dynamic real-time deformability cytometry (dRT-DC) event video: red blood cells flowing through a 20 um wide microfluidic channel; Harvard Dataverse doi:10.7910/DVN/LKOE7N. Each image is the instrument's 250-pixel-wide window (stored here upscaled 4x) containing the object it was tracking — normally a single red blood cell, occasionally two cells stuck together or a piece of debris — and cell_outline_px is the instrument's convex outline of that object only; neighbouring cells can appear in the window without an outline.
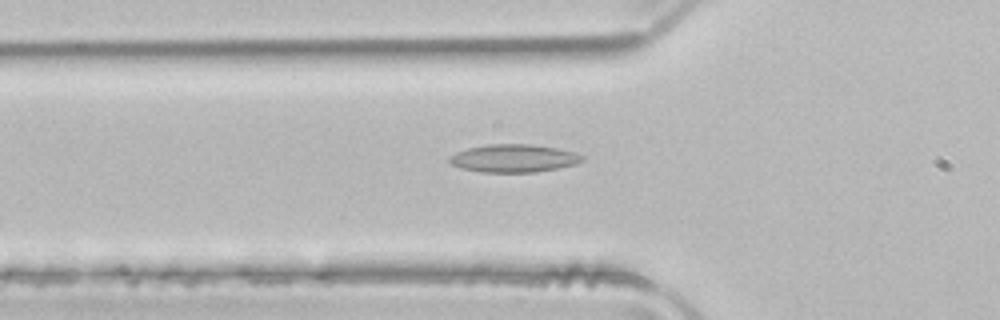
{"species": "common noctule bat (a hibernating species)", "species_latin": "Nyctalus noctula", "temperature_condition": "room temperature", "stored_images_in_passage": 50, "camera_frame_rate_fps": 3000, "um_per_image_px": 0.085, "animal": {"sex": "male", "body_mass_g": 21.5, "forearm_length_mm": 52.0}, "frame": {"image": 1, "passage_image": 16, "time_ms": 5.0, "image_size_px": [1000, 320], "cell_outline_px": [[584, 160], [576, 164], [536, 172], [480, 172], [464, 168], [452, 164], [448, 160], [448, 156], [456, 152], [468, 148], [488, 144], [532, 144], [556, 148], [576, 152], [584, 156]], "centroid_in_image_um": [43.68, 13.45], "position_along_channel_um": 82.1, "area_um2": 21.56}}
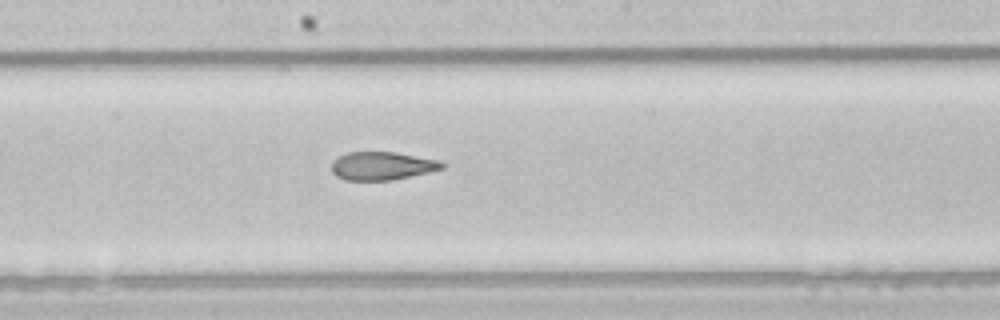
{"frame": {"image": 2, "passage_image": 26, "time_ms": 8.333, "image_size_px": [1000, 320], "cell_outline_px": [[444, 168], [428, 172], [392, 180], [344, 180], [336, 176], [332, 172], [332, 160], [348, 152], [396, 152], [440, 160], [444, 164]], "centroid_in_image_um": [32.47, 14.09], "position_along_channel_um": 215.7, "area_um2": 18.15}}
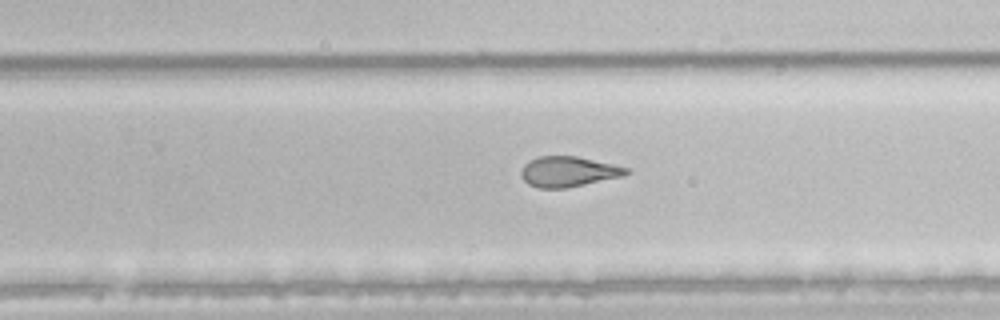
{"frame": {"image": 3, "passage_image": 31, "time_ms": 10.0, "image_size_px": [1000, 320], "cell_outline_px": [[632, 172], [624, 176], [568, 188], [540, 188], [528, 184], [520, 176], [520, 172], [524, 164], [528, 160], [540, 156], [576, 156], [612, 164], [628, 168]], "centroid_in_image_um": [48.3, 14.59], "position_along_channel_um": 281.5, "area_um2": 18.73}, "authors_computed_cell_mechanics": {"area_um2": 21.2126, "velocity_mm_per_s": 3.9821, "shape_relaxation_time_tau1_ms": null, "shape_relaxation_time_tau2_ms": 2.0421, "deformation_change_tau1": null, "deformation_change_tau2": 0.0944}}